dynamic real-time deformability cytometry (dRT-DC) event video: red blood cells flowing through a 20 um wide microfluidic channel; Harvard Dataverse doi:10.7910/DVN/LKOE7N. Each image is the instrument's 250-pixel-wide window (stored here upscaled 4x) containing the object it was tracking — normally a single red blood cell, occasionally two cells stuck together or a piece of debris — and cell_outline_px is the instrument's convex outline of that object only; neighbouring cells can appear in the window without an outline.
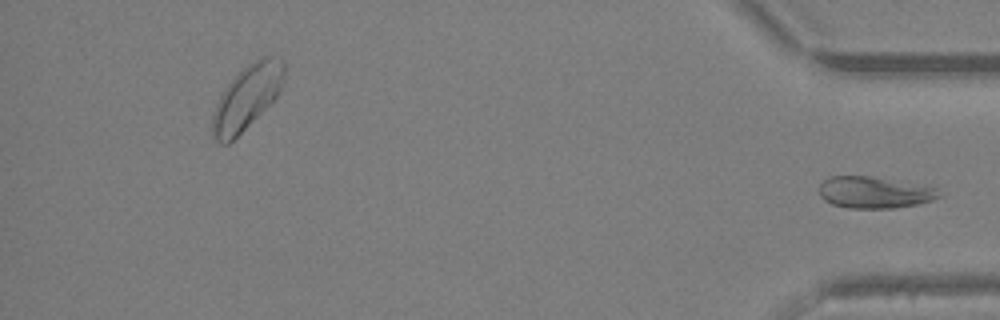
{"species": "Egyptian fruit bat (a non-hibernating species)", "species_latin": "Rousettus aegyptiacus", "temperature_condition": "warm", "stored_images_in_passage": 29, "segment_of_instrument_passage": [2, 2], "camera_frame_rate_fps": 3000, "um_per_image_px": 0.085, "animal": {"sex": "female"}, "frame": {"image": 1, "passage_image": 29, "time_ms": 9.333, "image_size_px": [1000, 320], "cell_outline_px": [[944, 196], [932, 200], [916, 204], [892, 208], [848, 208], [832, 204], [824, 200], [820, 196], [820, 184], [828, 176], [868, 176], [936, 188]], "centroid_in_image_um": [74.29, 16.36], "position_along_channel_um": 360.9, "area_um2": 21.79}}